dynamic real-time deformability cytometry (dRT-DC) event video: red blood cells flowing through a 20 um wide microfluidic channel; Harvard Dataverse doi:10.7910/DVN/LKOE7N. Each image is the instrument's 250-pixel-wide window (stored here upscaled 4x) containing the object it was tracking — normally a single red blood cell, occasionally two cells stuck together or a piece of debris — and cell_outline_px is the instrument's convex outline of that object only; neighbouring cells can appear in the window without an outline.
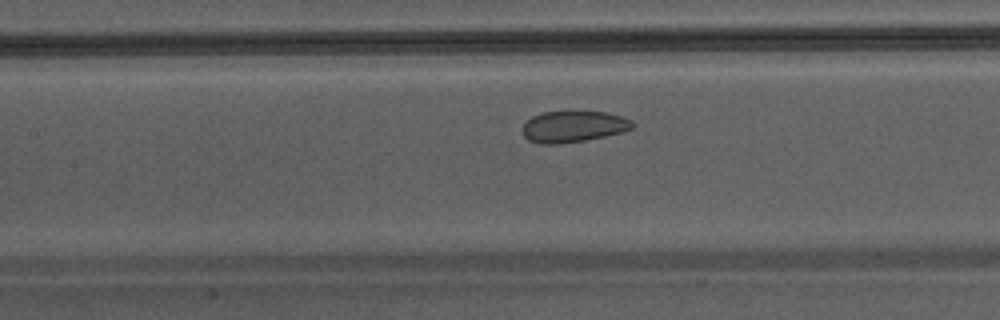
{"species": "Egyptian fruit bat (a non-hibernating species)", "species_latin": "Rousettus aegyptiacus", "temperature_condition": "warm", "stored_images_in_passage": 34, "camera_frame_rate_fps": 3000, "um_per_image_px": 0.085, "animal": {"sex": "male"}, "frame": {"image": 1, "passage_image": 10, "time_ms": 3.0, "image_size_px": [1000, 320], "cell_outline_px": [[636, 124], [632, 128], [620, 132], [604, 136], [584, 140], [556, 144], [540, 144], [528, 140], [520, 132], [524, 124], [532, 116], [544, 112], [568, 108], [604, 112], [620, 116], [632, 120]], "centroid_in_image_um": [48.69, 10.71], "position_along_channel_um": 158.7, "area_um2": 20.75}}
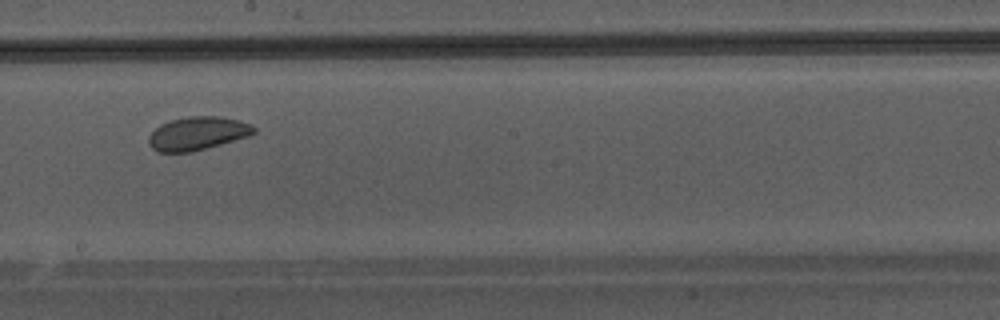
{"frame": {"image": 2, "passage_image": 15, "time_ms": 4.667, "image_size_px": [1000, 320], "cell_outline_px": [[256, 132], [248, 136], [192, 152], [156, 152], [148, 144], [148, 136], [160, 124], [172, 120], [188, 116], [220, 116], [240, 120], [252, 124], [256, 128]], "centroid_in_image_um": [16.79, 11.34], "position_along_channel_um": 231.4, "area_um2": 20.52}}
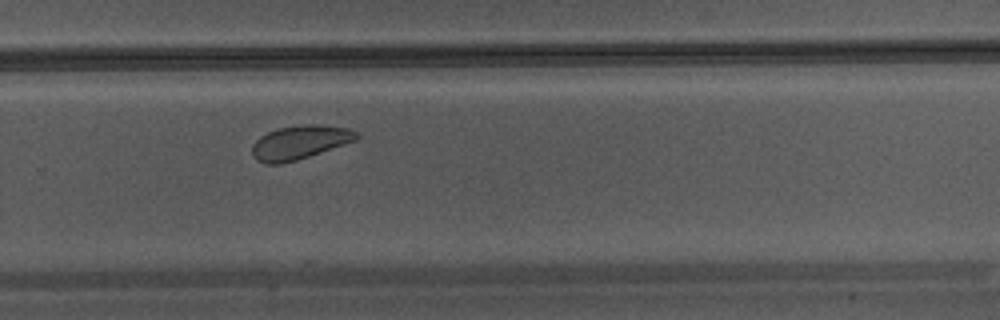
{"frame": {"image": 3, "passage_image": 20, "time_ms": 6.333, "image_size_px": [1000, 320], "cell_outline_px": [[360, 136], [356, 140], [296, 160], [280, 164], [264, 164], [256, 160], [252, 156], [252, 144], [260, 136], [268, 132], [280, 128], [308, 124], [320, 124], [348, 128], [356, 132]], "centroid_in_image_um": [25.45, 12.1], "position_along_channel_um": 304.4, "area_um2": 20.4}}